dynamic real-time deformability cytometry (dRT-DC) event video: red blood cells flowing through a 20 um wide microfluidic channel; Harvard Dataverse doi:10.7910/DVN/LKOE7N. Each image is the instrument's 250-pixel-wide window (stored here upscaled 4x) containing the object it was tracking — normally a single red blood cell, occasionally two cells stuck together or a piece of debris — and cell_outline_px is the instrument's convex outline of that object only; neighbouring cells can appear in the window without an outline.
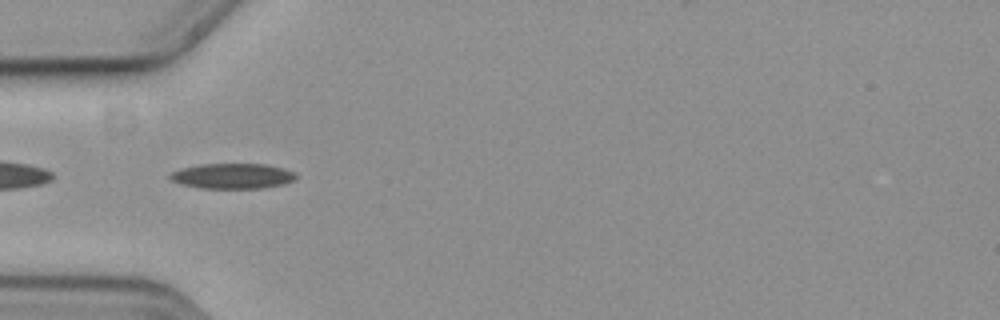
{"species": "common noctule bat (a hibernating species)", "species_latin": "Nyctalus noctula", "temperature_condition": "cold", "stored_images_in_passage": 44, "camera_frame_rate_fps": 3000, "um_per_image_px": 0.085, "animal": {"sex": "female", "body_mass_g": 19.3, "forearm_length_mm": 54.1}, "frame": {"image": 1, "passage_image": 5, "time_ms": 1.333, "image_size_px": [1000, 320], "cell_outline_px": [[296, 176], [292, 180], [284, 184], [264, 188], [200, 188], [180, 184], [172, 180], [168, 176], [172, 172], [180, 168], [200, 164], [268, 164], [284, 168], [292, 172]], "centroid_in_image_um": [19.73, 14.96], "position_along_channel_um": 65.3, "area_um2": 18.55}}
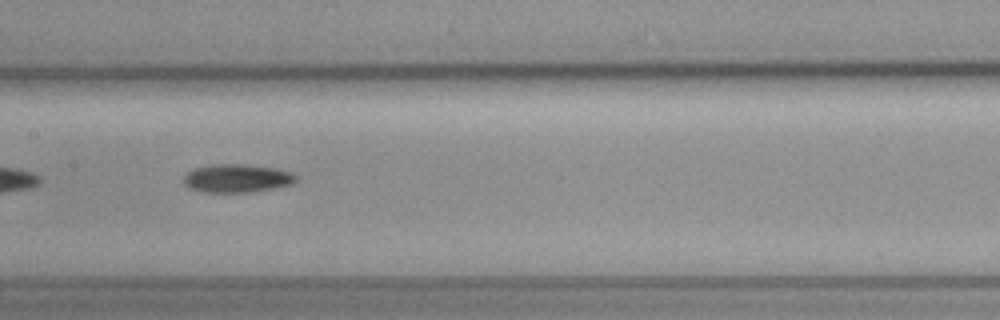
{"frame": {"image": 2, "passage_image": 15, "time_ms": 4.667, "image_size_px": [1000, 320], "cell_outline_px": [[296, 180], [292, 184], [272, 188], [248, 192], [204, 192], [188, 188], [184, 184], [184, 176], [188, 172], [196, 168], [212, 164], [244, 164], [276, 168], [292, 172], [296, 176]], "centroid_in_image_um": [20.13, 15.15], "position_along_channel_um": 187.3, "area_um2": 18.44}}
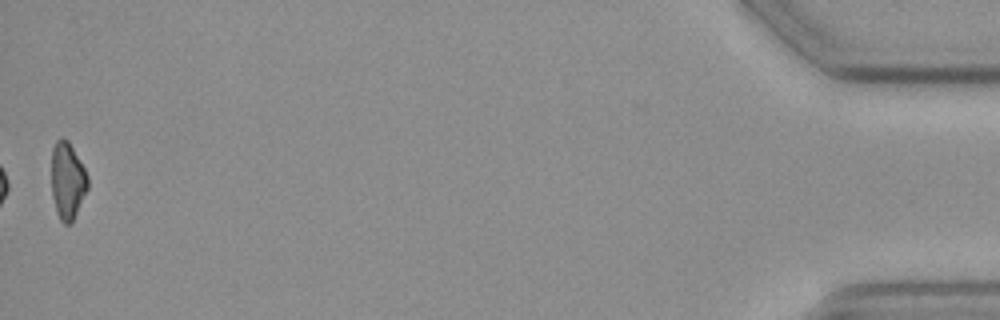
{"frame": {"image": 3, "passage_image": 43, "time_ms": 14.0, "image_size_px": [1000, 320], "cell_outline_px": [[88, 188], [72, 224], [64, 224], [60, 220], [56, 212], [52, 196], [52, 148], [56, 140], [60, 136], [64, 136], [68, 140], [84, 168], [88, 176]], "centroid_in_image_um": [5.73, 15.36], "position_along_channel_um": 429.5, "area_um2": 16.47}, "authors_computed_cell_mechanics": {"area_um2": 17.7446, "velocity_mm_per_s": 3.6866, "shape_relaxation_time_tau1_ms": 5.3267, "shape_relaxation_time_tau2_ms": null, "deformation_change_tau1": 0.1321, "deformation_change_tau2": null}}